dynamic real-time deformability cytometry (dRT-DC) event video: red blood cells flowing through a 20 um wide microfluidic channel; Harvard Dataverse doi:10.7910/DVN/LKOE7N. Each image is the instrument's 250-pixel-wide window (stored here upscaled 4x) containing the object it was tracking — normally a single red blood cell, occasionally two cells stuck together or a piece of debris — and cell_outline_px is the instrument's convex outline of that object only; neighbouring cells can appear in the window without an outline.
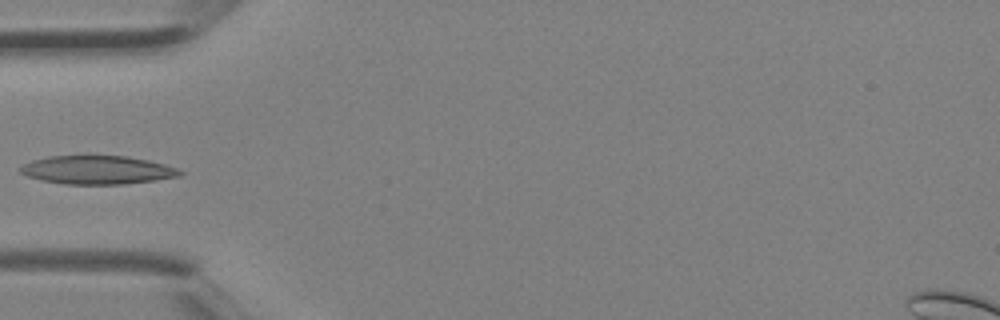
{"species": "Egyptian fruit bat (a non-hibernating species)", "species_latin": "Rousettus aegyptiacus", "temperature_condition": "room temperature", "stored_images_in_passage": 5, "camera_frame_rate_fps": 3000, "um_per_image_px": 0.085, "animal": {"sex": "female"}, "frame": {"image": 1, "passage_image": 5, "time_ms": 1.333, "image_size_px": [1000, 320], "cell_outline_px": [[184, 172], [180, 176], [156, 180], [124, 184], [64, 184], [40, 180], [28, 176], [20, 172], [20, 164], [32, 160], [48, 156], [88, 152], [92, 152], [128, 156], [148, 160], [164, 164], [176, 168]], "centroid_in_image_um": [8.22, 14.39], "position_along_channel_um": 76.8, "area_um2": 27.74}}